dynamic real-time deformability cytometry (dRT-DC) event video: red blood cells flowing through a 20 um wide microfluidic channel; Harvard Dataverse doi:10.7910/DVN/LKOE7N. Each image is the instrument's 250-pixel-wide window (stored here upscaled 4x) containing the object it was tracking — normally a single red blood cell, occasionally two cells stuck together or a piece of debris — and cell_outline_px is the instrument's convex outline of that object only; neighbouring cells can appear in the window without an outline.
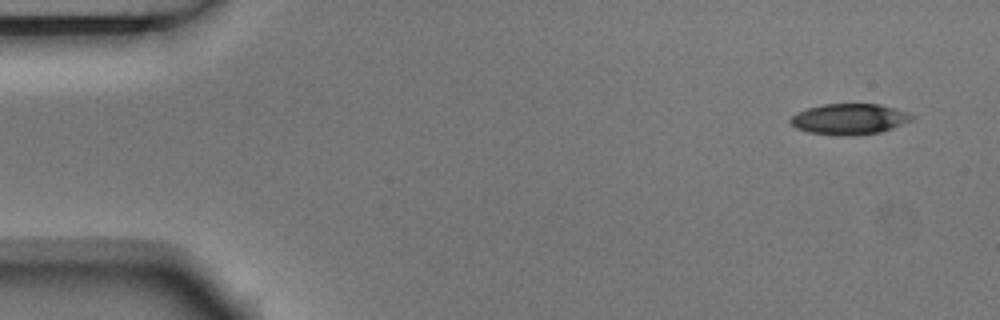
{"species": "Egyptian fruit bat (a non-hibernating species)", "species_latin": "Rousettus aegyptiacus", "temperature_condition": "room temperature", "stored_images_in_passage": 2, "camera_frame_rate_fps": 3000, "um_per_image_px": 0.085, "animal": {"sex": "male"}, "frame": {"image": 1, "passage_image": 1, "time_ms": 0.0, "image_size_px": [1000, 320], "cell_outline_px": [[912, 120], [892, 128], [880, 132], [856, 136], [836, 136], [808, 132], [796, 128], [788, 120], [796, 112], [808, 108], [824, 104], [880, 104], [904, 112], [912, 116]], "centroid_in_image_um": [72.13, 10.14], "position_along_channel_um": 12.9, "area_um2": 21.73}}